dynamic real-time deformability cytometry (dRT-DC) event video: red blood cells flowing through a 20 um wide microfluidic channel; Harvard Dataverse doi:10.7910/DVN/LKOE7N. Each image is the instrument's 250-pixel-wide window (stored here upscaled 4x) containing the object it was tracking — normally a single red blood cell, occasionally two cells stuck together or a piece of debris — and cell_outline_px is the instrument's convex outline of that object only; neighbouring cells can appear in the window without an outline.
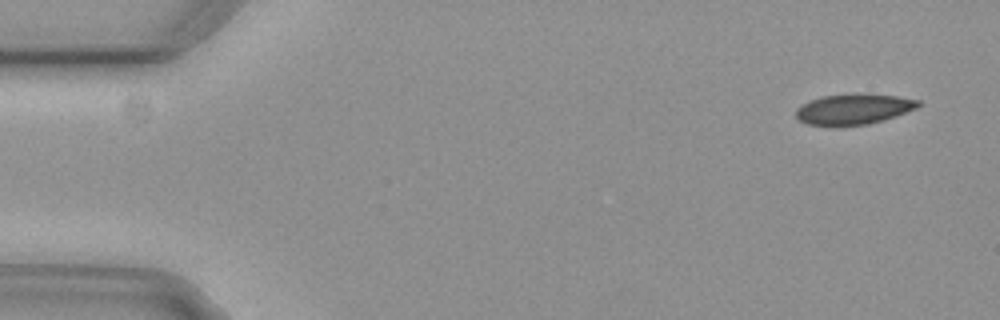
{"species": "common noctule bat (a hibernating species)", "species_latin": "Nyctalus noctula", "temperature_condition": "cold", "stored_images_in_passage": 3, "camera_frame_rate_fps": 3000, "um_per_image_px": 0.085, "animal": {"sex": "female", "body_mass_g": 29.2, "forearm_length_mm": 56.3}, "frame": {"image": 1, "passage_image": 3, "time_ms": 0.667, "image_size_px": [1000, 320], "cell_outline_px": [[920, 104], [916, 108], [884, 120], [868, 124], [808, 124], [800, 120], [796, 116], [796, 108], [820, 96], [852, 92], [856, 92], [896, 96], [920, 100]], "centroid_in_image_um": [72.58, 9.23], "position_along_channel_um": 12.4, "area_um2": 21.5}}